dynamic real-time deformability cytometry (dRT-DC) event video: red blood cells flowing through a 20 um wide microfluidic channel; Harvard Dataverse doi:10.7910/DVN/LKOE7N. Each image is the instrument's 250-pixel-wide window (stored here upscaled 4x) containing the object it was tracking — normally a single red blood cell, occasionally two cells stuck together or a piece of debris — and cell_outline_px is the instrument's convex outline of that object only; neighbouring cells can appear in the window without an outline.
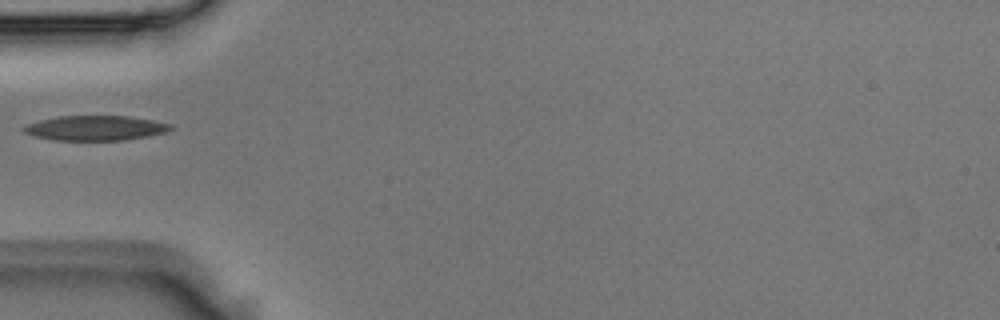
{"species": "Egyptian fruit bat (a non-hibernating species)", "species_latin": "Rousettus aegyptiacus", "temperature_condition": "room temperature", "stored_images_in_passage": 1, "camera_frame_rate_fps": 3000, "um_per_image_px": 0.085, "animal": {"sex": "male"}, "frame": {"image": 1, "passage_image": 1, "time_ms": 0.0, "image_size_px": [1000, 320], "cell_outline_px": [[176, 128], [168, 132], [148, 136], [124, 140], [52, 140], [36, 136], [24, 132], [20, 128], [24, 124], [40, 120], [60, 116], [128, 116], [152, 120], [172, 124]], "centroid_in_image_um": [8.13, 10.88], "position_along_channel_um": 76.9, "area_um2": 21.44}}